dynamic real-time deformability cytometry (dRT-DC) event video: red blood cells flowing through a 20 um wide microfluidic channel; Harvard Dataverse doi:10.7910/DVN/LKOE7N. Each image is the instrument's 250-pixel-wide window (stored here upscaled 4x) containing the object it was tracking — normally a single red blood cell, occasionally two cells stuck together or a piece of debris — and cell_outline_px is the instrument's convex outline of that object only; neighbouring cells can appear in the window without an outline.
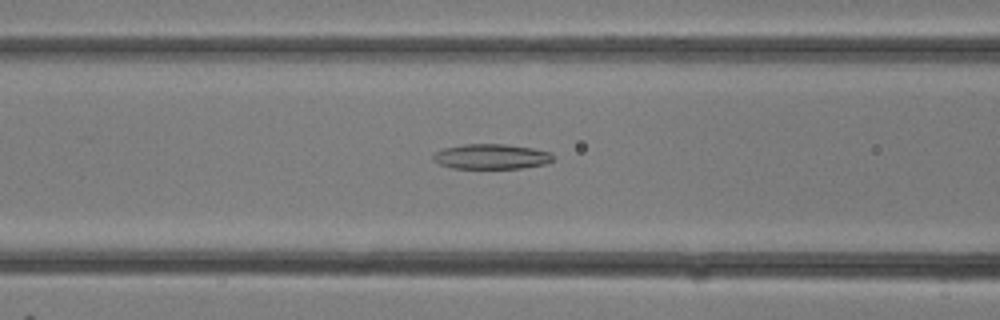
{"species": "common noctule bat (a hibernating species)", "species_latin": "Nyctalus noctula", "temperature_condition": "room temperature", "stored_images_in_passage": 27, "camera_frame_rate_fps": 3000, "um_per_image_px": 0.085, "animal": {"sex": "female"}, "frame": {"image": 1, "passage_image": 12, "time_ms": 3.667, "image_size_px": [1000, 320], "cell_outline_px": [[552, 160], [544, 164], [520, 168], [452, 168], [440, 164], [432, 160], [432, 156], [436, 152], [444, 148], [464, 144], [504, 144], [532, 148], [552, 152]], "centroid_in_image_um": [41.74, 13.3], "position_along_channel_um": 124.9, "area_um2": 17.4}}
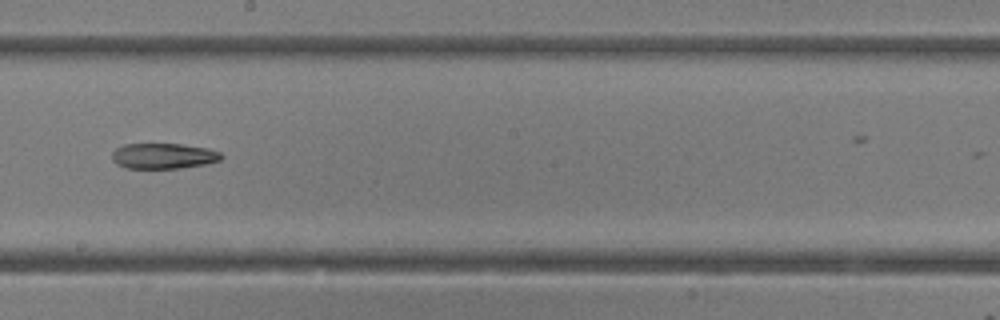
{"frame": {"image": 2, "passage_image": 17, "time_ms": 5.333, "image_size_px": [1000, 320], "cell_outline_px": [[224, 156], [220, 160], [204, 164], [180, 168], [128, 168], [116, 164], [112, 160], [112, 152], [116, 148], [124, 144], [180, 144], [208, 148], [220, 152]], "centroid_in_image_um": [13.88, 13.25], "position_along_channel_um": 234.3, "area_um2": 16.24}}
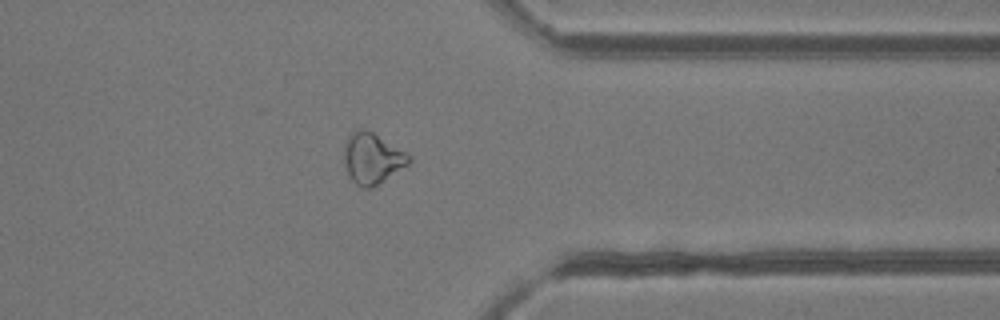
{"frame": {"image": 3, "passage_image": 24, "time_ms": 7.667, "image_size_px": [1000, 320], "cell_outline_px": [[412, 160], [408, 164], [372, 188], [364, 188], [356, 184], [348, 176], [344, 164], [344, 144], [348, 132], [356, 128], [364, 128], [372, 132], [408, 152]], "centroid_in_image_um": [31.6, 13.42], "position_along_channel_um": 379.8, "area_um2": 19.54}}